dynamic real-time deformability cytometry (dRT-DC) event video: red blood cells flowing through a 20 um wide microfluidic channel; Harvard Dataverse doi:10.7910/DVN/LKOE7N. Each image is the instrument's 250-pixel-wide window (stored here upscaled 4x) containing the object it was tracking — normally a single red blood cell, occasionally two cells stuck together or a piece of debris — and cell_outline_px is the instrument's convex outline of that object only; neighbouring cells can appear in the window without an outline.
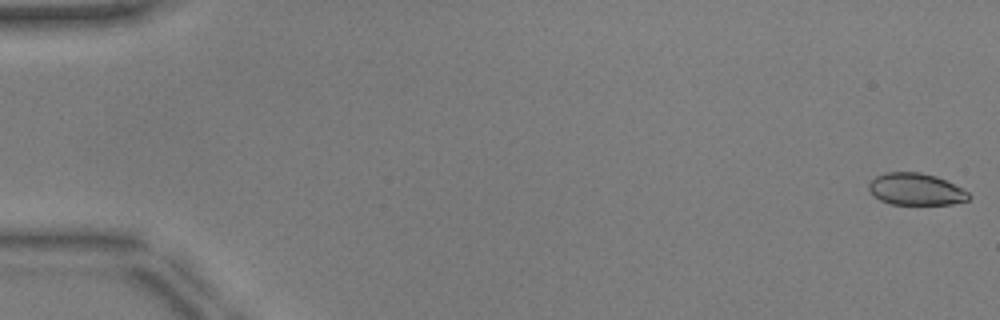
{"species": "common noctule bat (a hibernating species)", "species_latin": "Nyctalus noctula", "temperature_condition": "warm", "stored_images_in_passage": 31, "camera_frame_rate_fps": 3000, "um_per_image_px": 0.085, "animal": {"sex": "male", "body_mass_g": 17.9, "forearm_length_mm": 54.2}, "frame": {"image": 1, "passage_image": 1, "time_ms": 0.0, "image_size_px": [1000, 320], "cell_outline_px": [[972, 196], [968, 200], [952, 204], [888, 204], [880, 200], [868, 188], [868, 184], [876, 176], [884, 172], [920, 172], [936, 176], [968, 192]], "centroid_in_image_um": [77.84, 16.08], "position_along_channel_um": 7.2, "area_um2": 18.44}}
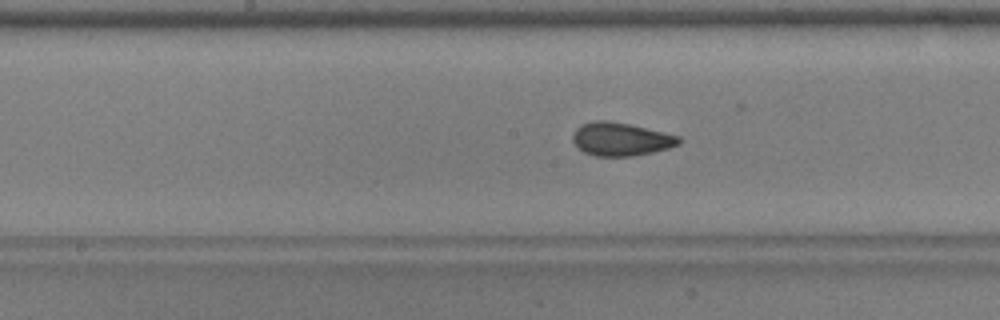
{"frame": {"image": 2, "passage_image": 27, "time_ms": 8.667, "image_size_px": [1000, 320], "cell_outline_px": [[680, 144], [668, 148], [652, 152], [632, 156], [596, 156], [584, 152], [572, 140], [572, 136], [576, 128], [580, 124], [592, 120], [608, 120], [628, 124], [680, 136]], "centroid_in_image_um": [52.74, 11.82], "position_along_channel_um": 195.5, "area_um2": 20.46}}